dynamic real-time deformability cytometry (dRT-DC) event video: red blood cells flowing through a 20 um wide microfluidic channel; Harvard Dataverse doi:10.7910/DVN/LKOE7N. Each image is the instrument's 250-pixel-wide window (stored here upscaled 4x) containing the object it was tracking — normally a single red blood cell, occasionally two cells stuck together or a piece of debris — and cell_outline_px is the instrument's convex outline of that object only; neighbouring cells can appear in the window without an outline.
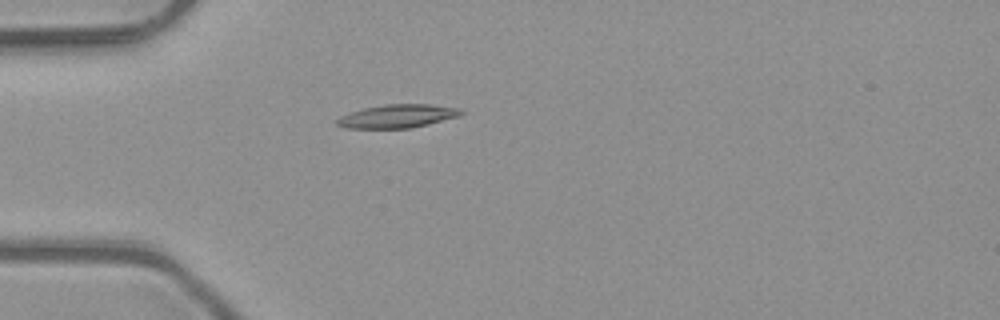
{"species": "common noctule bat (a hibernating species)", "species_latin": "Nyctalus noctula", "temperature_condition": "room temperature", "stored_images_in_passage": 29, "camera_frame_rate_fps": 3000, "um_per_image_px": 0.085, "animal": {"sex": "male", "body_mass_g": 23.1, "forearm_length_mm": 52.7}, "frame": {"image": 1, "passage_image": 1, "time_ms": 0.0, "image_size_px": [1000, 320], "cell_outline_px": [[464, 112], [460, 116], [428, 124], [408, 128], [344, 128], [336, 124], [336, 120], [340, 116], [364, 108], [384, 104], [428, 104], [460, 108]], "centroid_in_image_um": [33.79, 9.87], "position_along_channel_um": 51.2, "area_um2": 16.82}}
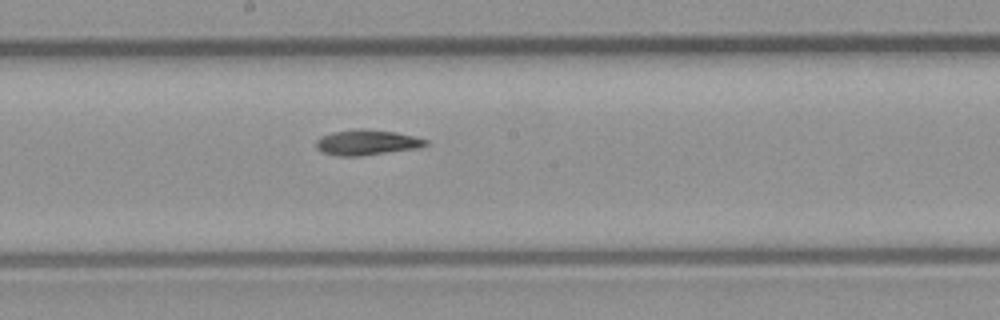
{"frame": {"image": 2, "passage_image": 14, "time_ms": 4.333, "image_size_px": [1000, 320], "cell_outline_px": [[428, 144], [420, 148], [360, 156], [336, 156], [320, 152], [316, 148], [316, 140], [320, 136], [332, 132], [356, 128], [364, 128], [396, 132], [428, 140]], "centroid_in_image_um": [31.14, 12.1], "position_along_channel_um": 217.1, "area_um2": 16.47}}
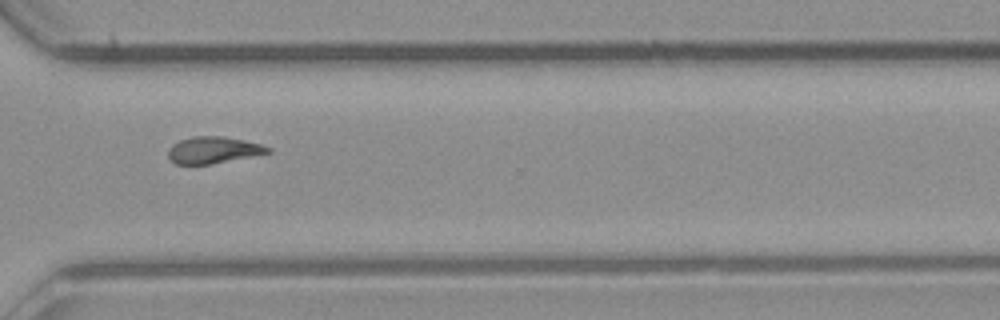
{"frame": {"image": 3, "passage_image": 24, "time_ms": 7.667, "image_size_px": [1000, 320], "cell_outline_px": [[272, 152], [212, 164], [176, 164], [168, 156], [168, 148], [172, 144], [180, 140], [192, 136], [224, 136], [244, 140], [260, 144], [272, 148]], "centroid_in_image_um": [18.13, 12.74], "position_along_channel_um": 352.5, "area_um2": 15.55}, "authors_computed_cell_mechanics": {"area_um2": 16.0684, "velocity_mm_per_s": 4.0822, "shape_relaxation_time_tau1_ms": null, "shape_relaxation_time_tau2_ms": 9.3445, "deformation_change_tau1": null, "deformation_change_tau2": 0.1951}}